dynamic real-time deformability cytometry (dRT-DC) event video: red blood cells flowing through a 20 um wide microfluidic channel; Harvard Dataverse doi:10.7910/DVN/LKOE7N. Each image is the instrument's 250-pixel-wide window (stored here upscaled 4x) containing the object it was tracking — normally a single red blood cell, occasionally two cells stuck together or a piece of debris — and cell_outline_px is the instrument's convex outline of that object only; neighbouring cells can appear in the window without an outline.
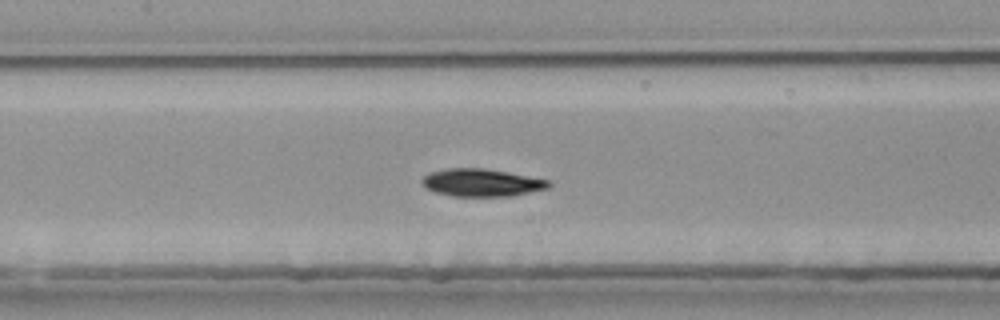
{"species": "common noctule bat (a hibernating species)", "species_latin": "Nyctalus noctula", "temperature_condition": "room temperature", "stored_images_in_passage": 49, "segment_of_instrument_passage": [1, 2], "camera_frame_rate_fps": 3000, "um_per_image_px": 0.085, "animal": {"sex": "female", "body_mass_g": 25.1}, "frame": {"image": 1, "passage_image": 20, "time_ms": 6.333, "image_size_px": [1000, 320], "cell_outline_px": [[540, 184], [508, 192], [460, 192], [428, 184], [428, 180], [436, 176], [452, 172], [488, 172], [536, 180]], "centroid_in_image_um": [40.88, 15.49], "position_along_channel_um": 166.5, "area_um2": 12.08}}
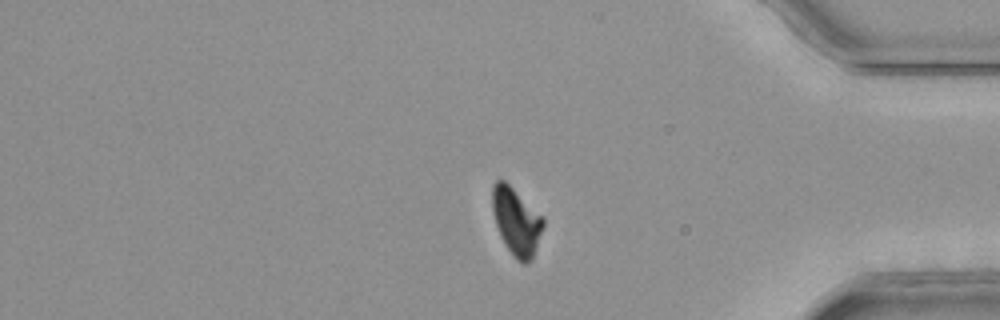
{"frame": {"image": 2, "passage_image": 40, "time_ms": 13.0, "image_size_px": [1000, 320], "cell_outline_px": [[540, 224], [524, 256], [520, 256], [516, 252], [504, 232], [496, 208], [496, 188], [500, 184], [504, 184], [540, 220]], "centroid_in_image_um": [43.86, 18.67], "position_along_channel_um": 391.3, "area_um2": 12.95}}